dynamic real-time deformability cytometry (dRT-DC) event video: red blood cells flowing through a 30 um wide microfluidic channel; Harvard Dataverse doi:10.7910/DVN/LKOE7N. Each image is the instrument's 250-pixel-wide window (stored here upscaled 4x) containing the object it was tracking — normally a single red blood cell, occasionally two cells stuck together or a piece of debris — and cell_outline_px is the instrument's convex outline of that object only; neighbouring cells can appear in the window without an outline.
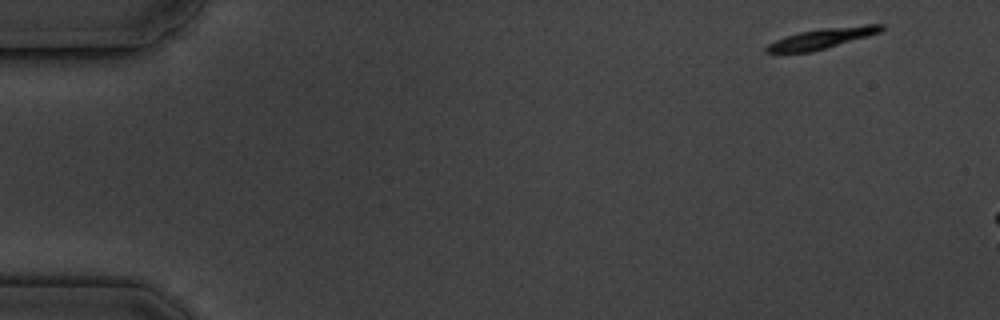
{"species": "common noctule bat (a hibernating species)", "species_latin": "Nyctalus noctula", "temperature_condition": "cold", "stored_images_in_passage": 6, "segment_of_instrument_passage": [2, 2], "camera_frame_rate_fps": 3000, "um_per_image_px": 0.085, "animal": {"sex": "male", "body_mass_g": 19.5, "forearm_length_mm": 54.6}, "frame": {"image": 1, "passage_image": 6, "time_ms": 6.667, "image_size_px": [1000, 320], "cell_outline_px": [[884, 28], [880, 32], [868, 36], [812, 52], [764, 52], [764, 48], [768, 44], [784, 36], [800, 32], [824, 28], [864, 24], [884, 24]], "centroid_in_image_um": [69.87, 3.25], "position_along_channel_um": 15.1, "area_um2": 13.58}}